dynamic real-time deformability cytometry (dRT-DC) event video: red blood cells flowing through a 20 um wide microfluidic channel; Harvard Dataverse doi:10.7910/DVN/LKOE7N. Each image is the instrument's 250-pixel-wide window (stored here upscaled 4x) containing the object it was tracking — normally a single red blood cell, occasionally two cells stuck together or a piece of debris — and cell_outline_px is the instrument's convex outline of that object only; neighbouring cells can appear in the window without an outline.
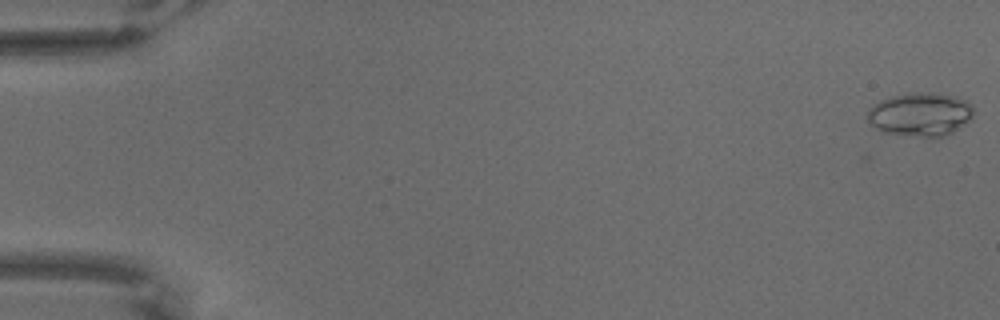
{"species": "common noctule bat (a hibernating species)", "species_latin": "Nyctalus noctula", "temperature_condition": "warm", "stored_images_in_passage": 68, "camera_frame_rate_fps": 3000, "um_per_image_px": 0.085, "animal": {"sex": "male", "body_mass_g": 18.8}, "frame": {"image": 1, "passage_image": 1, "time_ms": 0.0, "image_size_px": [1000, 320], "cell_outline_px": [[972, 116], [968, 120], [952, 132], [944, 136], [920, 136], [884, 132], [876, 128], [868, 120], [868, 108], [872, 104], [880, 100], [892, 96], [912, 92], [932, 92], [956, 96], [968, 100], [972, 104]], "centroid_in_image_um": [78.22, 9.68], "position_along_channel_um": 6.8, "area_um2": 26.76}}
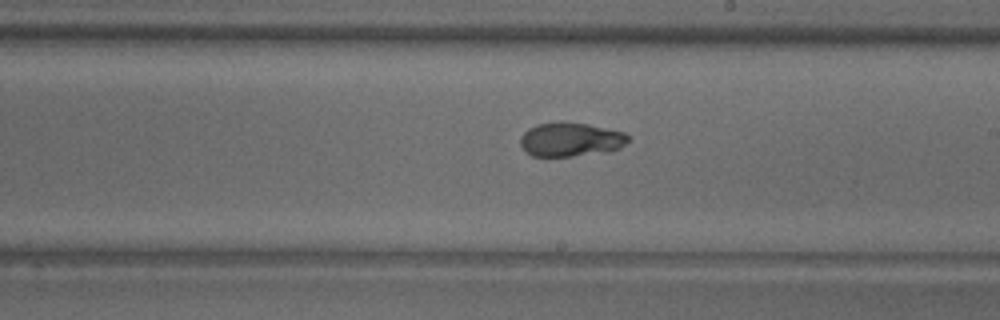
{"frame": {"image": 2, "passage_image": 40, "time_ms": 13.0, "image_size_px": [1000, 320], "cell_outline_px": [[628, 140], [620, 148], [608, 152], [572, 156], [532, 156], [524, 152], [520, 144], [520, 136], [528, 128], [536, 124], [560, 120], [588, 124], [624, 132], [628, 136]], "centroid_in_image_um": [48.45, 11.84], "position_along_channel_um": 240.5, "area_um2": 21.73}}
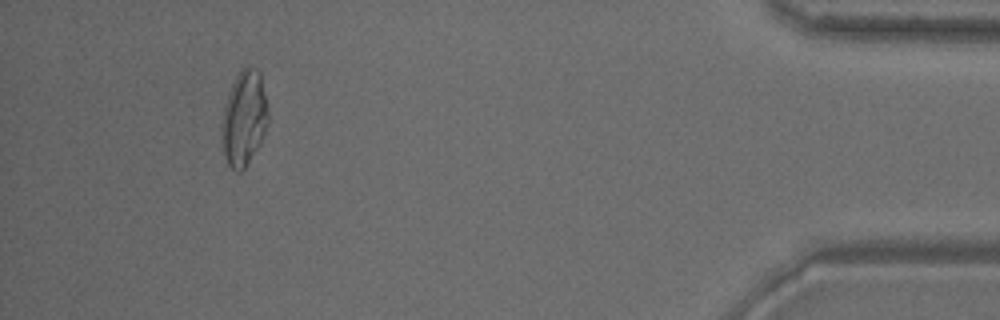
{"frame": {"image": 3, "passage_image": 63, "time_ms": 20.667, "image_size_px": [1000, 320], "cell_outline_px": [[268, 120], [264, 136], [260, 144], [248, 164], [240, 172], [236, 172], [228, 164], [224, 156], [220, 128], [220, 124], [228, 92], [236, 76], [244, 68], [252, 68], [260, 72], [268, 108]], "centroid_in_image_um": [20.73, 10.11], "position_along_channel_um": 414.5, "area_um2": 25.78}}